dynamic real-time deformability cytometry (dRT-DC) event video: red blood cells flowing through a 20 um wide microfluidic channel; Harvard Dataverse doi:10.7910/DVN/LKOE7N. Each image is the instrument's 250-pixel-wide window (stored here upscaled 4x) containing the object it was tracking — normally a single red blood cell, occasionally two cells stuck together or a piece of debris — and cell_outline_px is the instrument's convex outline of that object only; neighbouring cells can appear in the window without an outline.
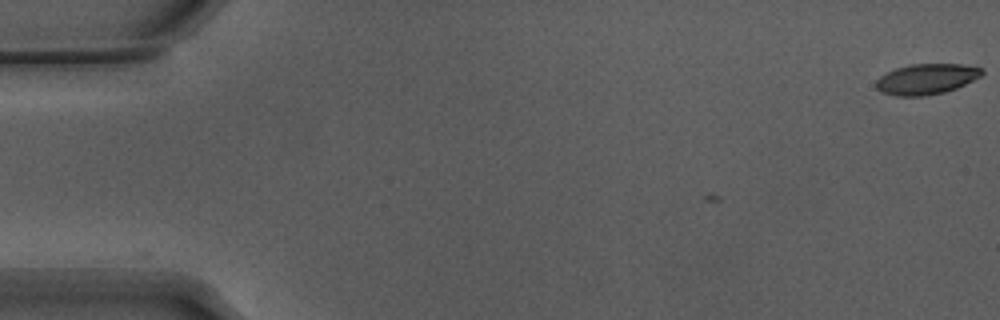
{"species": "Egyptian fruit bat (a non-hibernating species)", "species_latin": "Rousettus aegyptiacus", "temperature_condition": "warm", "stored_images_in_passage": 4, "camera_frame_rate_fps": 3000, "um_per_image_px": 0.085, "animal": {"sex": "male"}, "frame": {"image": 1, "passage_image": 1, "time_ms": 0.0, "image_size_px": [1000, 320], "cell_outline_px": [[984, 72], [980, 76], [956, 88], [944, 92], [924, 96], [896, 96], [880, 92], [876, 88], [876, 80], [880, 76], [896, 68], [912, 64], [964, 64], [984, 68]], "centroid_in_image_um": [78.74, 6.72], "position_along_channel_um": 6.3, "area_um2": 18.84}}